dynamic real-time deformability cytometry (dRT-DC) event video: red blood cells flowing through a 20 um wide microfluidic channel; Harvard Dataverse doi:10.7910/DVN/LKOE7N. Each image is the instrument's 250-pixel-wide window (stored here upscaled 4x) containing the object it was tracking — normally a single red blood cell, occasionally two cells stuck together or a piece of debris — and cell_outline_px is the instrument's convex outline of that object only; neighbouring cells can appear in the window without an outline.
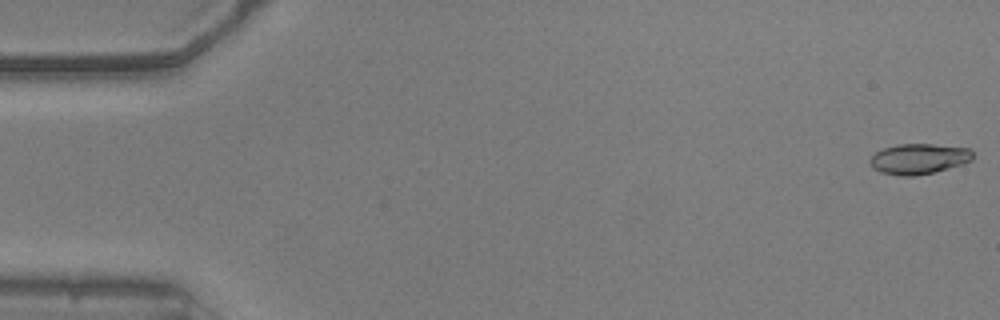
{"species": "common noctule bat (a hibernating species)", "species_latin": "Nyctalus noctula", "temperature_condition": "warm", "stored_images_in_passage": 48, "camera_frame_rate_fps": 3000, "um_per_image_px": 0.085, "animal": {"sex": "male", "body_mass_g": 20.5, "forearm_length_mm": 52.5}, "frame": {"image": 1, "passage_image": 1, "time_ms": 0.0, "image_size_px": [1000, 320], "cell_outline_px": [[972, 160], [948, 168], [916, 176], [900, 176], [880, 172], [872, 168], [868, 160], [876, 152], [884, 148], [900, 144], [932, 144], [968, 148], [972, 152]], "centroid_in_image_um": [78.05, 13.5], "position_along_channel_um": 7.0, "area_um2": 18.09}}
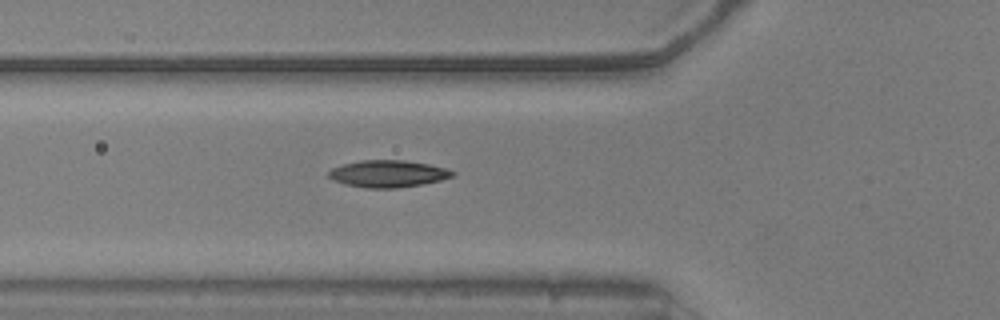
{"frame": {"image": 2, "passage_image": 19, "time_ms": 6.0, "image_size_px": [1000, 320], "cell_outline_px": [[456, 176], [424, 184], [396, 188], [368, 188], [344, 184], [332, 180], [328, 176], [328, 172], [332, 168], [344, 164], [360, 160], [404, 160], [428, 164], [448, 168], [456, 172]], "centroid_in_image_um": [33.01, 14.77], "position_along_channel_um": 92.8, "area_um2": 19.65}}
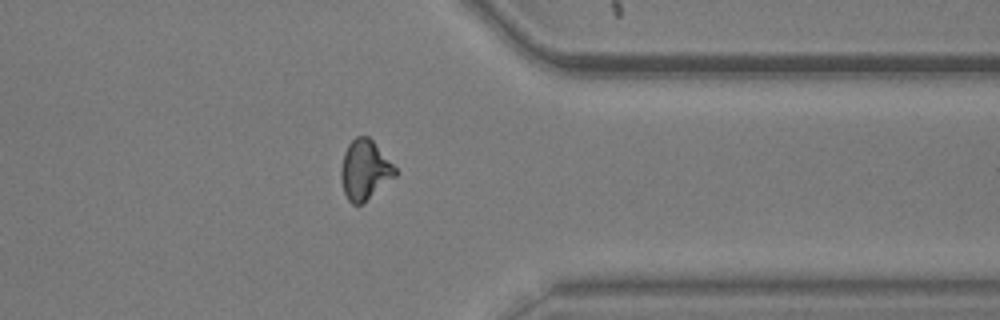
{"frame": {"image": 3, "passage_image": 42, "time_ms": 13.667, "image_size_px": [1000, 320], "cell_outline_px": [[400, 172], [396, 176], [364, 204], [352, 204], [348, 200], [344, 192], [340, 180], [340, 168], [344, 152], [348, 144], [356, 136], [368, 136], [372, 140]], "centroid_in_image_um": [31.01, 14.47], "position_along_channel_um": 380.4, "area_um2": 19.19}, "authors_computed_cell_mechanics": {"area_um2": 18.4093, "velocity_mm_per_s": 3.8471, "shape_relaxation_time_tau1_ms": null, "shape_relaxation_time_tau2_ms": 2.0039, "deformation_change_tau1": null, "deformation_change_tau2": 0.0818}}